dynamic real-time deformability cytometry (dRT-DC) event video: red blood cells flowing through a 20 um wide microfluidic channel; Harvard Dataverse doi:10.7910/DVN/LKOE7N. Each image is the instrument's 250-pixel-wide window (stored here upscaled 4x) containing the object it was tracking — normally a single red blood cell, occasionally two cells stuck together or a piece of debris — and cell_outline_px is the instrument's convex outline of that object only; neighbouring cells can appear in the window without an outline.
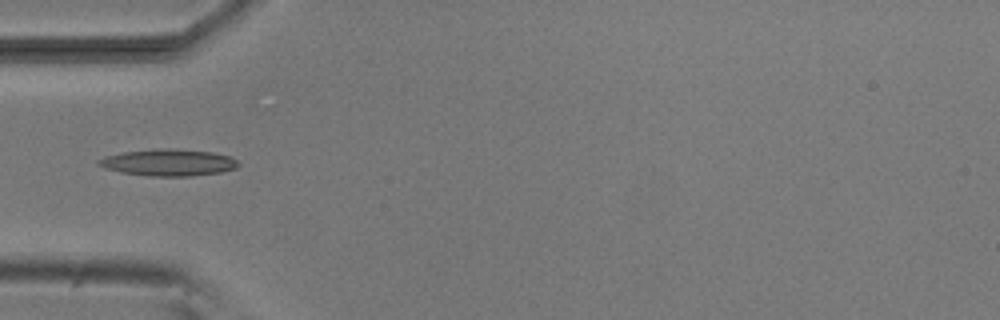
{"species": "common noctule bat (a hibernating species)", "species_latin": "Nyctalus noctula", "temperature_condition": "room temperature", "stored_images_in_passage": 37, "camera_frame_rate_fps": 3000, "um_per_image_px": 0.085, "animal": {"sex": "male", "body_mass_g": 20.5, "forearm_length_mm": 52.5}, "frame": {"image": 1, "passage_image": 1, "time_ms": 0.0, "image_size_px": [1000, 320], "cell_outline_px": [[240, 164], [236, 168], [220, 172], [188, 176], [152, 176], [120, 172], [104, 168], [96, 164], [96, 160], [104, 156], [124, 152], [156, 148], [168, 148], [212, 152], [232, 156]], "centroid_in_image_um": [14.29, 13.8], "position_along_channel_um": 70.7, "area_um2": 21.85}}
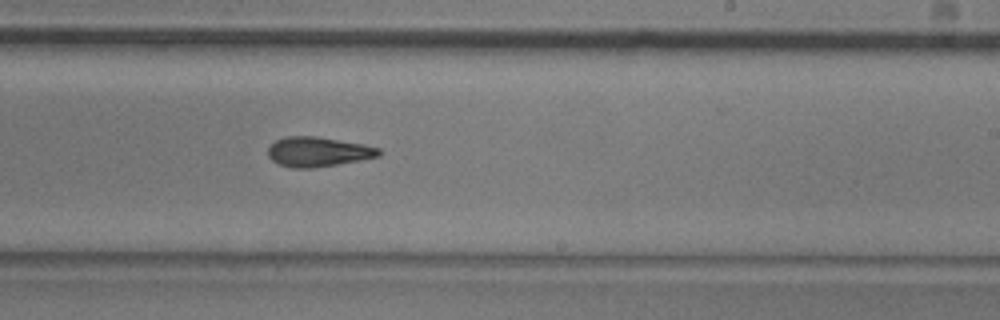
{"frame": {"image": 2, "passage_image": 16, "time_ms": 5.0, "image_size_px": [1000, 320], "cell_outline_px": [[380, 156], [360, 160], [312, 168], [292, 168], [280, 164], [272, 160], [268, 156], [268, 148], [276, 140], [284, 136], [316, 136], [364, 144], [380, 148]], "centroid_in_image_um": [27.03, 12.89], "position_along_channel_um": 262.0, "area_um2": 19.13}}
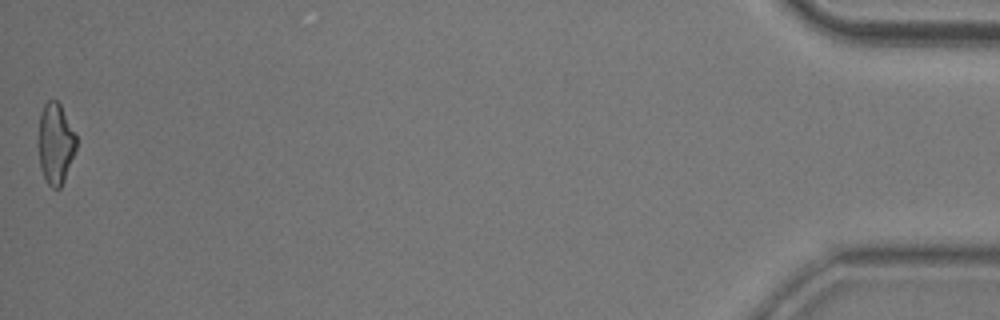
{"frame": {"image": 3, "passage_image": 37, "time_ms": 12.0, "image_size_px": [1000, 320], "cell_outline_px": [[76, 148], [64, 180], [60, 188], [52, 188], [48, 184], [40, 168], [36, 140], [40, 112], [44, 104], [48, 100], [56, 100], [60, 104], [76, 136]], "centroid_in_image_um": [4.66, 12.19], "position_along_channel_um": 430.5, "area_um2": 18.09}, "authors_computed_cell_mechanics": {"area_um2": 18.7272, "velocity_mm_per_s": 3.8082, "shape_relaxation_time_tau1_ms": 8.7934, "shape_relaxation_time_tau2_ms": 5.2839, "deformation_change_tau1": 0.2459, "deformation_change_tau2": 0.1342}}